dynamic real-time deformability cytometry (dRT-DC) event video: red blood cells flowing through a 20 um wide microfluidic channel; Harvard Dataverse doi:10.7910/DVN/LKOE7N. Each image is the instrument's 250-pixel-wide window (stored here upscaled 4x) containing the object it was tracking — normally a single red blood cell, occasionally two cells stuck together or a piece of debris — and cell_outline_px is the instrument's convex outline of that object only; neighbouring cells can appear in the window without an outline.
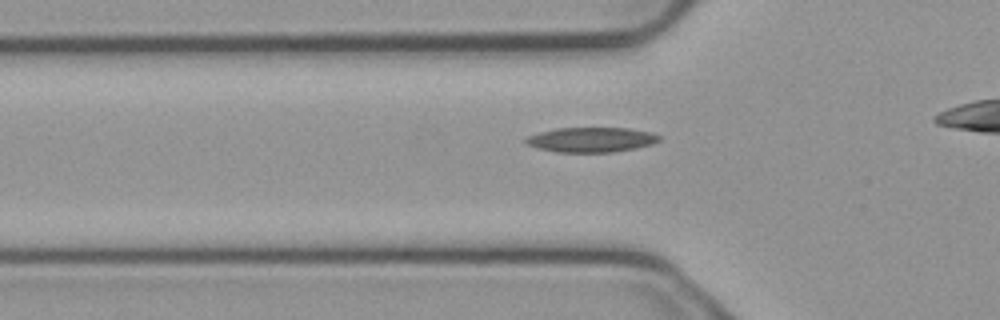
{"species": "common noctule bat (a hibernating species)", "species_latin": "Nyctalus noctula", "temperature_condition": "cold", "stored_images_in_passage": 4, "segment_of_instrument_passage": [2, 2], "camera_frame_rate_fps": 3000, "um_per_image_px": 0.085, "animal": {"sex": "male", "body_mass_g": 23.1, "forearm_length_mm": 52.7}, "frame": {"image": 1, "passage_image": 4, "time_ms": 1.0, "image_size_px": [1000, 320], "cell_outline_px": [[660, 140], [652, 144], [636, 148], [612, 152], [556, 152], [536, 148], [524, 144], [524, 140], [528, 136], [540, 132], [556, 128], [628, 128], [652, 132], [660, 136]], "centroid_in_image_um": [50.24, 11.88], "position_along_channel_um": 75.6, "area_um2": 19.42}}